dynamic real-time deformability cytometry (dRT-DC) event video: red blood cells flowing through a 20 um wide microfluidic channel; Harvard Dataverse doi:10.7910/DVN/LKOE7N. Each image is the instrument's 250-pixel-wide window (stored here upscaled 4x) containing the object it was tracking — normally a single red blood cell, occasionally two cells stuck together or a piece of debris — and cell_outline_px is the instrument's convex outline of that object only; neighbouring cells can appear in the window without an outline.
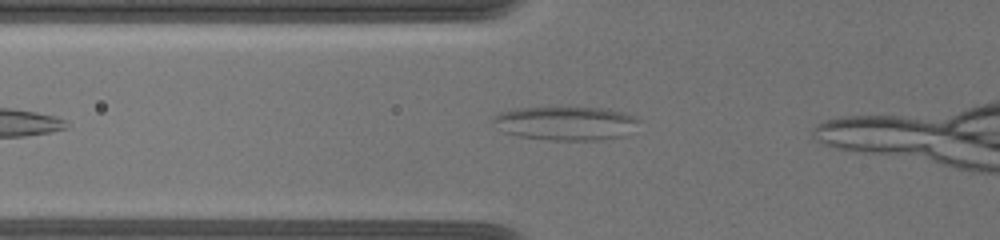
{"species": "common noctule bat (a hibernating species)", "species_latin": "Nyctalus noctula", "temperature_condition": "warm", "stored_images_in_passage": 33, "camera_frame_rate_fps": 3000, "um_per_image_px": 0.085, "animal": {"sex": "female", "body_mass_g": 19.5, "forearm_length_mm": 54.1}, "frame": {"image": 1, "passage_image": 5, "time_ms": 1.333, "image_size_px": [1000, 240], "cell_outline_px": [[640, 120], [624, 136], [600, 140], [548, 140], [516, 136], [504, 132], [492, 120], [492, 116], [500, 112], [520, 108], [608, 108], [624, 112]], "centroid_in_image_um": [48.07, 10.48], "position_along_channel_um": 77.7, "area_um2": 28.5}}
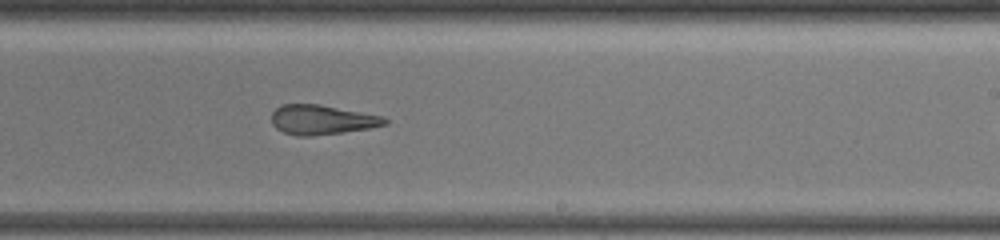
{"frame": {"image": 2, "passage_image": 20, "time_ms": 6.333, "image_size_px": [1000, 240], "cell_outline_px": [[388, 124], [372, 128], [312, 136], [296, 136], [284, 132], [276, 128], [272, 124], [272, 112], [280, 104], [320, 104], [384, 116], [388, 120]], "centroid_in_image_um": [27.38, 10.17], "position_along_channel_um": 261.6, "area_um2": 19.71}}
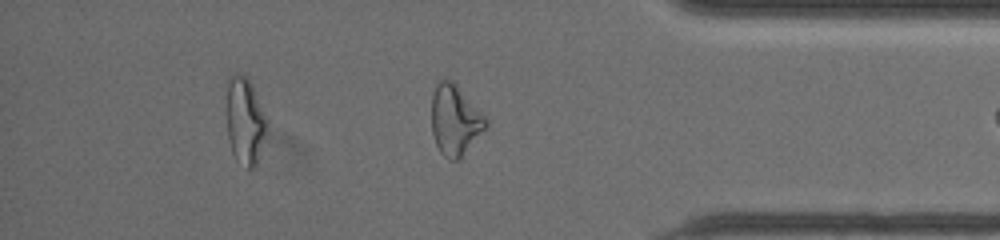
{"frame": {"image": 3, "passage_image": 32, "time_ms": 10.333, "image_size_px": [1000, 240], "cell_outline_px": [[488, 128], [460, 160], [448, 160], [440, 152], [436, 144], [432, 132], [432, 92], [436, 84], [440, 80], [452, 80], [456, 84], [488, 120]], "centroid_in_image_um": [38.69, 10.25], "position_along_channel_um": 396.5, "area_um2": 22.48}}